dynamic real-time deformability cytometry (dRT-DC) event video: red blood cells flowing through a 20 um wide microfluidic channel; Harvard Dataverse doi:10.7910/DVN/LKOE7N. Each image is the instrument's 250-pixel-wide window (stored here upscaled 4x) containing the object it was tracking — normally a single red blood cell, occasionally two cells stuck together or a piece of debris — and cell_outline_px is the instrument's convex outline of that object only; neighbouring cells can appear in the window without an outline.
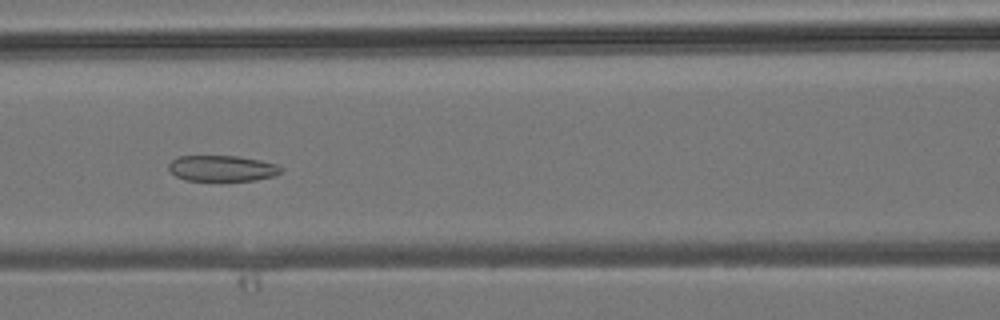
{"species": "common noctule bat (a hibernating species)", "species_latin": "Nyctalus noctula", "temperature_condition": "room temperature", "stored_images_in_passage": 35, "camera_frame_rate_fps": 3000, "um_per_image_px": 0.085, "animal": {"sex": "male", "body_mass_g": 19.2, "forearm_length_mm": 51.8}, "frame": {"image": 1, "passage_image": 14, "time_ms": 4.333, "image_size_px": [1000, 320], "cell_outline_px": [[284, 168], [280, 172], [272, 176], [256, 180], [184, 180], [176, 176], [168, 168], [168, 164], [176, 156], [236, 156], [260, 160], [276, 164]], "centroid_in_image_um": [18.86, 14.3], "position_along_channel_um": 147.7, "area_um2": 16.82}}
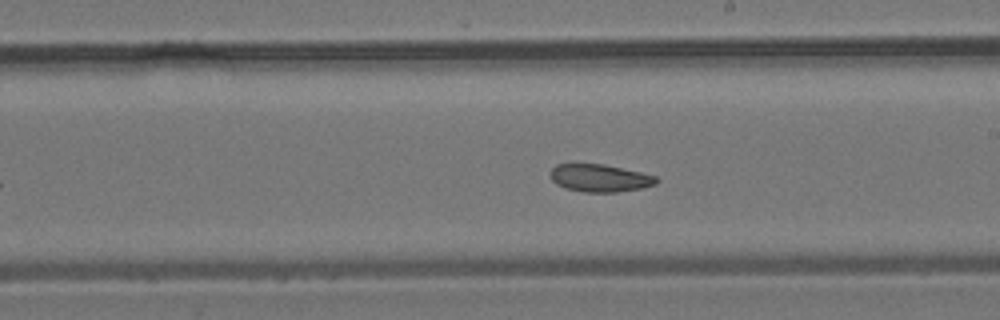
{"frame": {"image": 2, "passage_image": 20, "time_ms": 6.333, "image_size_px": [1000, 320], "cell_outline_px": [[660, 180], [656, 184], [644, 188], [616, 192], [584, 192], [564, 188], [556, 184], [552, 180], [552, 168], [556, 164], [604, 164], [640, 172], [656, 176]], "centroid_in_image_um": [51.02, 15.14], "position_along_channel_um": 238.0, "area_um2": 17.05}}
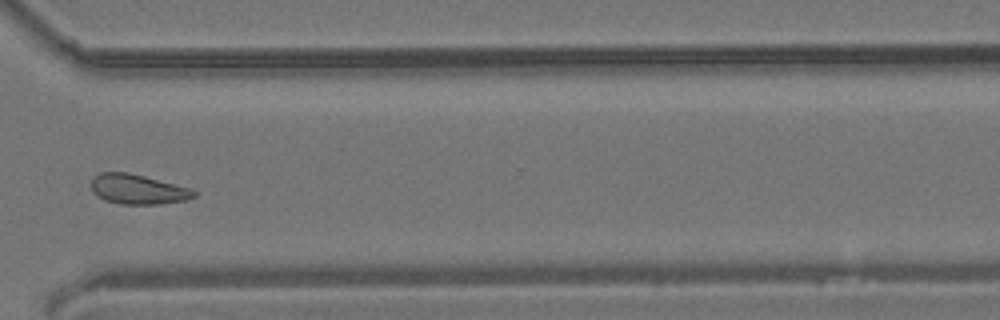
{"frame": {"image": 3, "passage_image": 28, "time_ms": 9.0, "image_size_px": [1000, 320], "cell_outline_px": [[196, 196], [188, 200], [160, 204], [120, 204], [104, 200], [96, 196], [92, 192], [92, 176], [100, 172], [128, 172], [192, 188], [196, 192]], "centroid_in_image_um": [11.71, 16.09], "position_along_channel_um": 358.9, "area_um2": 18.09}}